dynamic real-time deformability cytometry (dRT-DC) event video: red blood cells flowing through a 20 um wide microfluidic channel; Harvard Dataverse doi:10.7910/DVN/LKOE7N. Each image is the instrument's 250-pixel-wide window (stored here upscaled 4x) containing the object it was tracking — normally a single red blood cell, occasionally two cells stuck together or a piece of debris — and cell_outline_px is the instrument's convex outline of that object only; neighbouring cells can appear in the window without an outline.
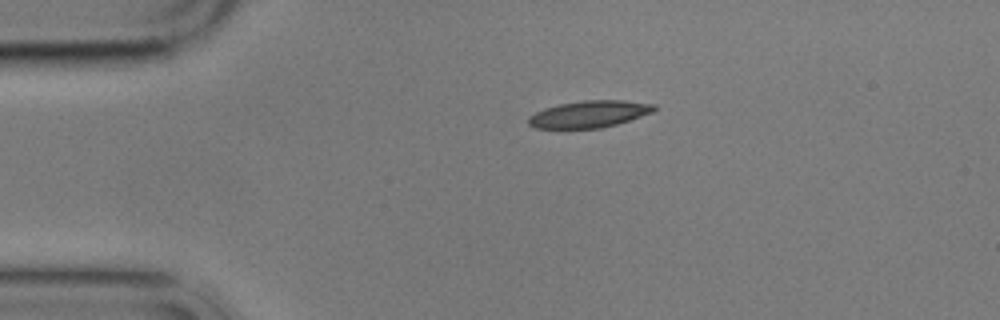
{"species": "common noctule bat (a hibernating species)", "species_latin": "Nyctalus noctula", "temperature_condition": "cold", "stored_images_in_passage": 2, "camera_frame_rate_fps": 3000, "um_per_image_px": 0.085, "animal": {"sex": "male", "body_mass_g": 17.9}, "frame": {"image": 1, "passage_image": 1, "time_ms": 0.0, "image_size_px": [1000, 320], "cell_outline_px": [[656, 108], [652, 112], [604, 128], [536, 128], [528, 124], [528, 116], [544, 108], [560, 104], [584, 100], [624, 100], [656, 104]], "centroid_in_image_um": [50.08, 9.69], "position_along_channel_um": 34.9, "area_um2": 19.59}}